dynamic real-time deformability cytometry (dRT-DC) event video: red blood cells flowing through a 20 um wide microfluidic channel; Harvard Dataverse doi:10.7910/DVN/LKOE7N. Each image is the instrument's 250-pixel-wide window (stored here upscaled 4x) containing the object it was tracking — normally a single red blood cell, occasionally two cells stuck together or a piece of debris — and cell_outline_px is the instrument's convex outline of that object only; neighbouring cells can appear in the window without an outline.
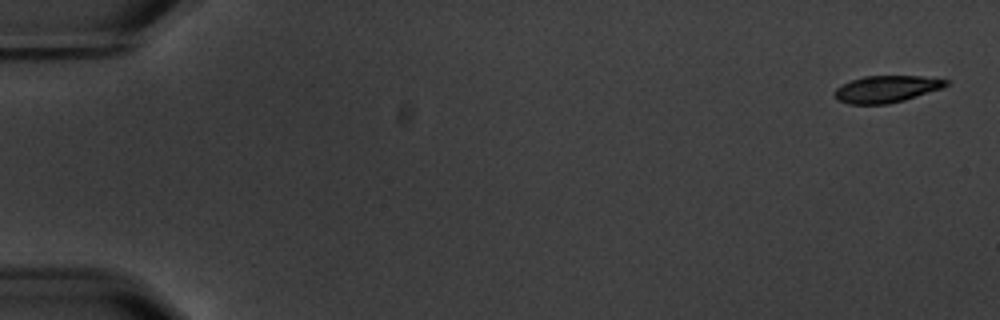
{"species": "common noctule bat (a hibernating species)", "species_latin": "Nyctalus noctula", "temperature_condition": "warm", "stored_images_in_passage": 8, "camera_frame_rate_fps": 3000, "um_per_image_px": 0.085, "animal": {"sex": "male", "body_mass_g": 20.1, "forearm_length_mm": 53.5}, "frame": {"image": 1, "passage_image": 1, "time_ms": 0.0, "image_size_px": [1000, 320], "cell_outline_px": [[948, 84], [944, 88], [904, 100], [888, 104], [848, 104], [836, 100], [836, 88], [852, 80], [864, 76], [920, 76], [948, 80]], "centroid_in_image_um": [75.37, 7.57], "position_along_channel_um": 9.6, "area_um2": 17.34}}
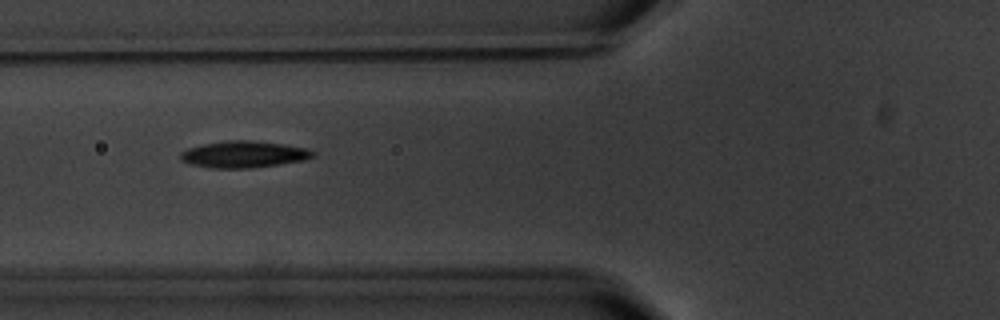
{"frame": {"image": 2, "passage_image": 7, "time_ms": 7.0, "image_size_px": [1000, 320], "cell_outline_px": [[316, 156], [304, 160], [248, 168], [212, 168], [192, 164], [180, 160], [180, 152], [188, 148], [204, 144], [228, 140], [248, 140], [284, 144], [308, 148], [316, 152]], "centroid_in_image_um": [20.74, 13.11], "position_along_channel_um": 105.1, "area_um2": 20.46}}
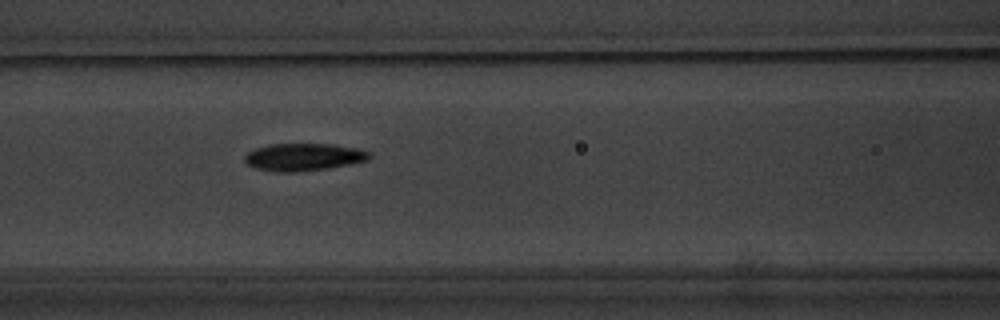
{"frame": {"image": 3, "passage_image": 8, "time_ms": 8.0, "image_size_px": [1000, 320], "cell_outline_px": [[372, 156], [368, 160], [328, 168], [296, 172], [276, 172], [256, 168], [248, 164], [244, 160], [244, 156], [248, 152], [256, 148], [268, 144], [332, 144], [360, 148], [372, 152]], "centroid_in_image_um": [25.84, 13.34], "position_along_channel_um": 140.8, "area_um2": 20.06}}